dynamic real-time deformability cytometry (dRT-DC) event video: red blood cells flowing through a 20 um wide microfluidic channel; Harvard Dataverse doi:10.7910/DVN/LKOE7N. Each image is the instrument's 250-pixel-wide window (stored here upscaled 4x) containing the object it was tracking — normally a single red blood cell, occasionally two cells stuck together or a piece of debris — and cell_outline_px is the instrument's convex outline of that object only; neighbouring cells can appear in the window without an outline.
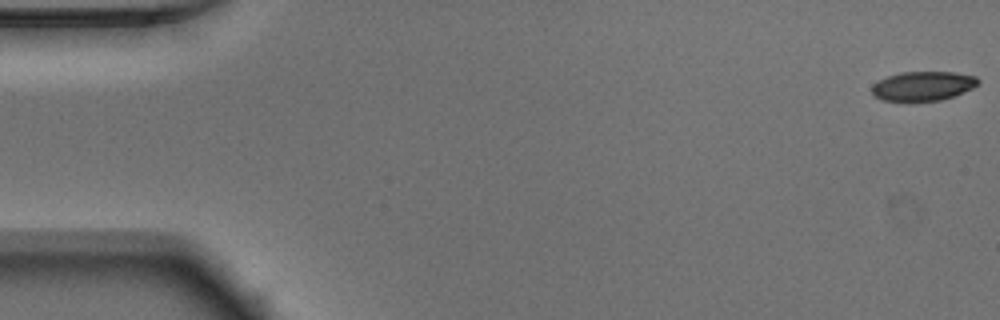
{"species": "Egyptian fruit bat (a non-hibernating species)", "species_latin": "Rousettus aegyptiacus", "temperature_condition": "warm", "stored_images_in_passage": 51, "camera_frame_rate_fps": 3000, "um_per_image_px": 0.085, "animal": {"sex": "male"}, "frame": {"image": 1, "passage_image": 1, "time_ms": 0.0, "image_size_px": [1000, 320], "cell_outline_px": [[980, 84], [972, 88], [952, 96], [940, 100], [880, 100], [872, 96], [872, 84], [888, 76], [900, 72], [956, 72], [976, 76], [980, 80]], "centroid_in_image_um": [78.46, 7.29], "position_along_channel_um": 6.5, "area_um2": 18.03}}
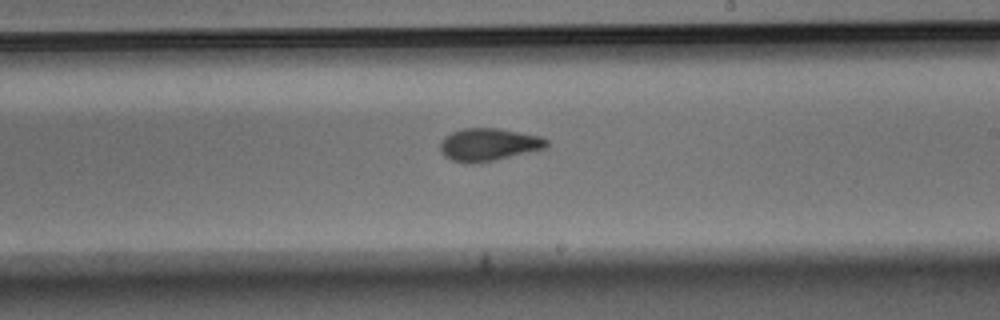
{"frame": {"image": 2, "passage_image": 30, "time_ms": 9.667, "image_size_px": [1000, 320], "cell_outline_px": [[548, 148], [492, 160], [452, 160], [444, 156], [440, 148], [440, 144], [444, 136], [452, 132], [464, 128], [496, 128], [540, 136], [548, 140]], "centroid_in_image_um": [41.57, 12.24], "position_along_channel_um": 247.4, "area_um2": 19.48}}
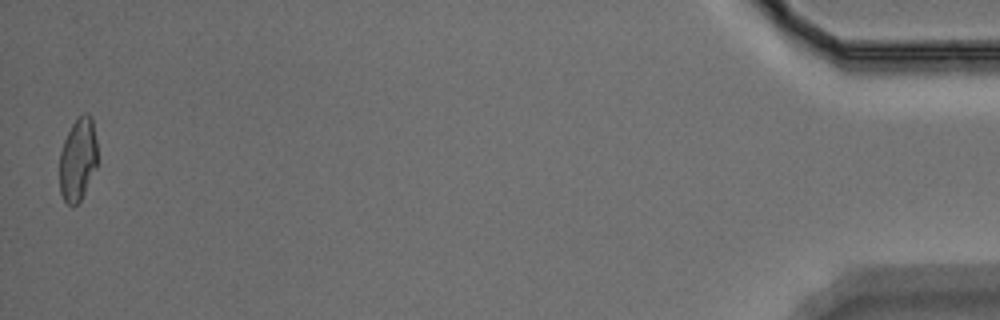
{"frame": {"image": 3, "passage_image": 51, "time_ms": 16.667, "image_size_px": [1000, 320], "cell_outline_px": [[96, 168], [80, 200], [72, 208], [64, 200], [60, 192], [60, 152], [64, 140], [72, 124], [80, 112], [88, 112], [92, 116], [96, 140]], "centroid_in_image_um": [6.61, 13.5], "position_along_channel_um": 428.6, "area_um2": 18.38}, "authors_computed_cell_mechanics": {"area_um2": 19.4786, "velocity_mm_per_s": 3.9377, "shape_relaxation_time_tau1_ms": 5.3142, "shape_relaxation_time_tau2_ms": 2.0526, "deformation_change_tau1": 0.1381, "deformation_change_tau2": 0.078}}